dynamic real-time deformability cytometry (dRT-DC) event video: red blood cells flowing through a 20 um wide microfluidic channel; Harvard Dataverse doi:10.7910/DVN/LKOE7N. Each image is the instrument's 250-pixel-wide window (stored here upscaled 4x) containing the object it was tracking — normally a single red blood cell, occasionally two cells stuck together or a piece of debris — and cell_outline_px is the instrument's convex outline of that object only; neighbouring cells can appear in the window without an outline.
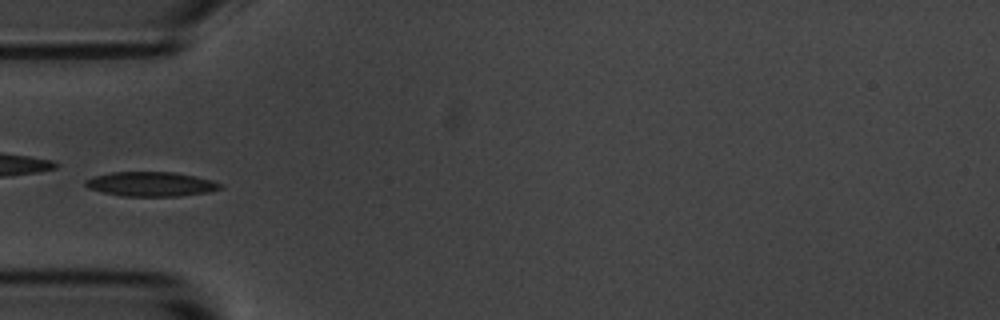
{"species": "common noctule bat (a hibernating species)", "species_latin": "Nyctalus noctula", "temperature_condition": "room temperature", "stored_images_in_passage": 38, "camera_frame_rate_fps": 3000, "um_per_image_px": 0.085, "animal": {"sex": "male", "body_mass_g": 20.1, "forearm_length_mm": 53.5}, "frame": {"image": 1, "passage_image": 1, "time_ms": 0.0, "image_size_px": [1000, 320], "cell_outline_px": [[224, 188], [208, 192], [180, 196], [120, 196], [88, 188], [84, 184], [84, 180], [96, 176], [112, 172], [176, 172], [196, 176], [212, 180], [220, 184]], "centroid_in_image_um": [12.85, 15.65], "position_along_channel_um": 72.1, "area_um2": 19.25}}
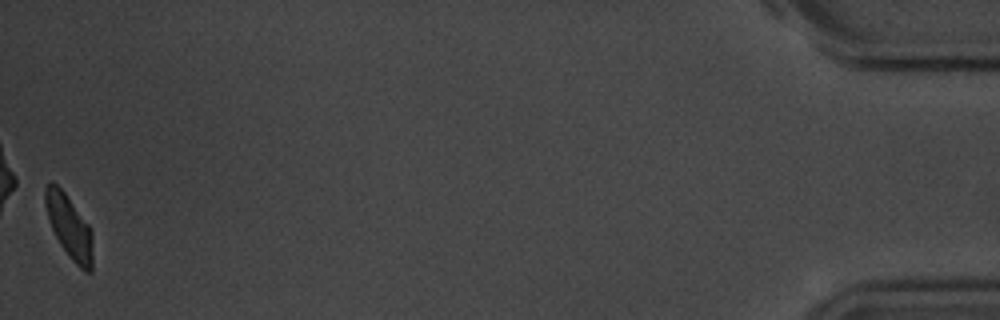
{"frame": {"image": 2, "passage_image": 38, "time_ms": 12.333, "image_size_px": [1000, 320], "cell_outline_px": [[92, 272], [84, 272], [72, 260], [60, 244], [48, 220], [44, 204], [44, 188], [48, 184], [56, 184], [64, 192], [92, 228]], "centroid_in_image_um": [5.89, 19.28], "position_along_channel_um": 429.3, "area_um2": 17.51}}